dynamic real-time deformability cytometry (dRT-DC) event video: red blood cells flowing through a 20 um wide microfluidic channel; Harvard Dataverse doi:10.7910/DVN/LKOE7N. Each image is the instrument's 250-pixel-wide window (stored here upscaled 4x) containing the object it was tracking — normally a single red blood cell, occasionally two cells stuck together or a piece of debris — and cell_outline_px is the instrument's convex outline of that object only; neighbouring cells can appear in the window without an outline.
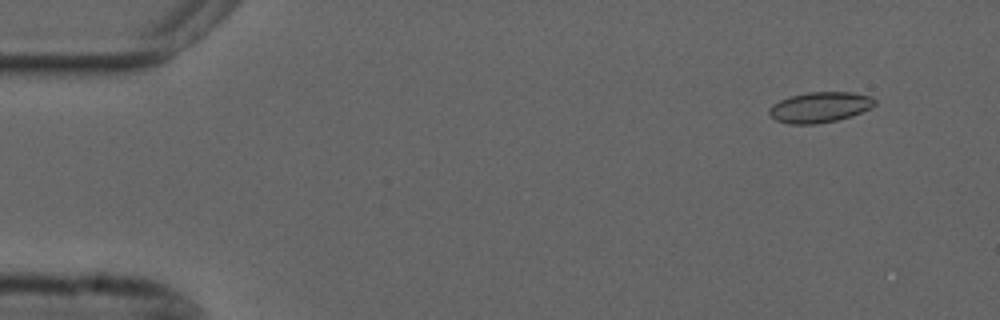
{"species": "common noctule bat (a hibernating species)", "species_latin": "Nyctalus noctula", "temperature_condition": "cold", "stored_images_in_passage": 34, "camera_frame_rate_fps": 3000, "um_per_image_px": 0.085, "animal": {"sex": "male", "forearm_length_mm": 52.5}, "frame": {"image": 1, "passage_image": 2, "time_ms": 0.333, "image_size_px": [1000, 320], "cell_outline_px": [[876, 104], [872, 108], [852, 116], [836, 120], [816, 124], [788, 124], [776, 120], [768, 112], [768, 108], [772, 104], [788, 96], [808, 92], [852, 92], [872, 96], [876, 100]], "centroid_in_image_um": [69.7, 9.11], "position_along_channel_um": 15.3, "area_um2": 19.02}}
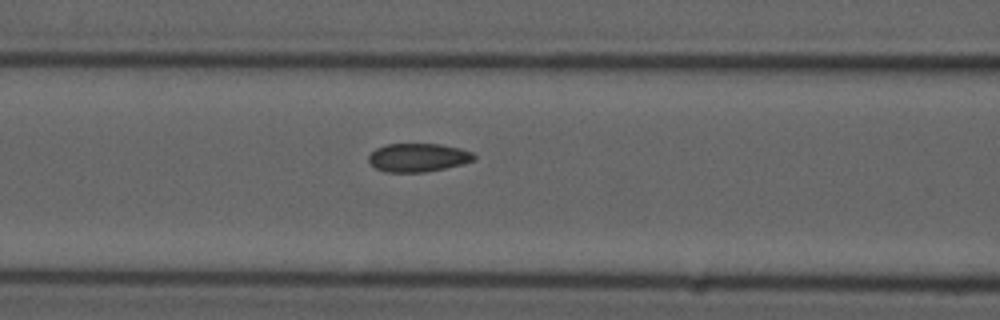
{"frame": {"image": 2, "passage_image": 20, "time_ms": 6.333, "image_size_px": [1000, 320], "cell_outline_px": [[476, 160], [444, 168], [424, 172], [384, 172], [376, 168], [368, 160], [368, 156], [376, 148], [388, 144], [440, 144], [460, 148], [472, 152], [476, 156]], "centroid_in_image_um": [35.54, 13.39], "position_along_channel_um": 131.1, "area_um2": 17.4}}
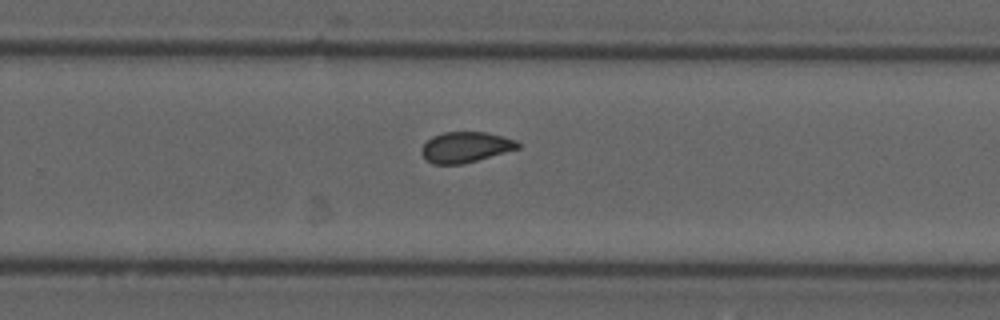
{"frame": {"image": 3, "passage_image": 33, "time_ms": 10.667, "image_size_px": [1000, 320], "cell_outline_px": [[520, 148], [464, 164], [432, 164], [420, 152], [424, 144], [432, 136], [444, 132], [488, 132], [516, 140], [520, 144]], "centroid_in_image_um": [39.59, 12.5], "position_along_channel_um": 290.2, "area_um2": 17.17}}